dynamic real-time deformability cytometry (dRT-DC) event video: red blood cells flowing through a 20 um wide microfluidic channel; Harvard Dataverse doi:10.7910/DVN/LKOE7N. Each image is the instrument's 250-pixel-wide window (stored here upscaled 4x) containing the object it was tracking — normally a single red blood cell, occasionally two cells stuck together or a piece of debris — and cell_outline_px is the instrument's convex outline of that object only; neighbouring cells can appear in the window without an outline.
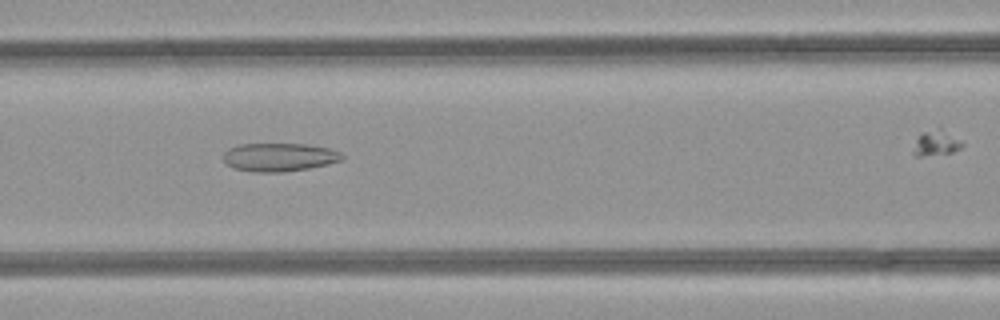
{"species": "common noctule bat (a hibernating species)", "species_latin": "Nyctalus noctula", "temperature_condition": "room temperature", "stored_images_in_passage": 38, "camera_frame_rate_fps": 3000, "um_per_image_px": 0.085, "animal": {"sex": "female", "body_mass_g": 21.9}, "frame": {"image": 1, "passage_image": 20, "time_ms": 6.333, "image_size_px": [1000, 320], "cell_outline_px": [[344, 160], [328, 164], [308, 168], [284, 172], [252, 172], [236, 168], [228, 164], [224, 160], [224, 152], [228, 148], [240, 144], [308, 144], [328, 148], [340, 152], [344, 156]], "centroid_in_image_um": [23.76, 13.35], "position_along_channel_um": 142.8, "area_um2": 19.59}}
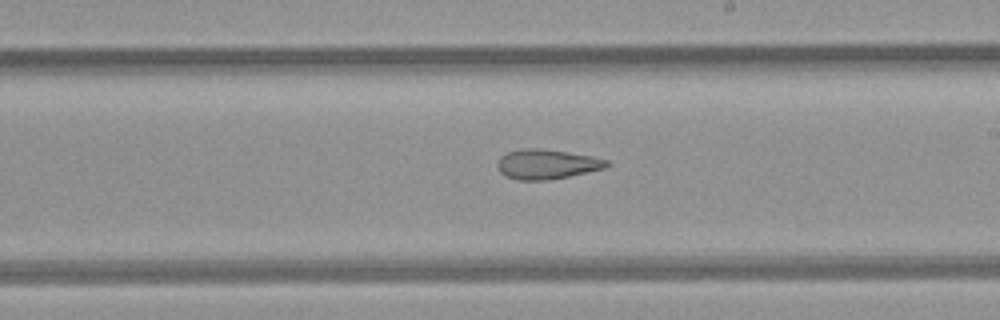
{"frame": {"image": 2, "passage_image": 27, "time_ms": 8.667, "image_size_px": [1000, 320], "cell_outline_px": [[612, 164], [604, 168], [568, 176], [548, 180], [516, 180], [504, 176], [496, 168], [496, 160], [500, 156], [508, 152], [524, 148], [540, 148], [568, 152], [592, 156], [608, 160]], "centroid_in_image_um": [46.43, 13.95], "position_along_channel_um": 242.6, "area_um2": 19.13}}
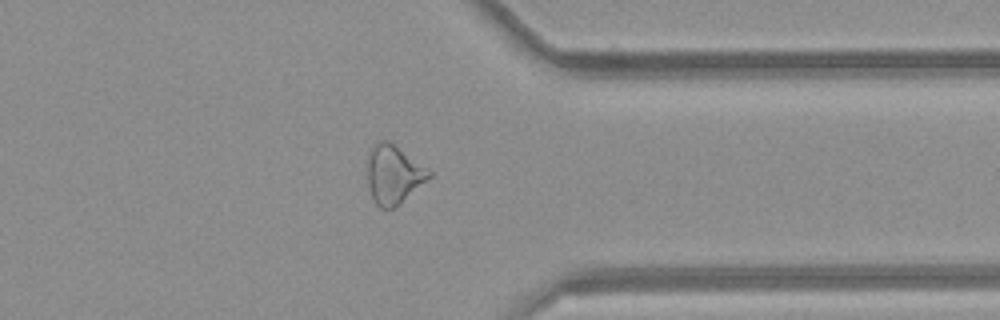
{"frame": {"image": 3, "passage_image": 37, "time_ms": 12.0, "image_size_px": [1000, 320], "cell_outline_px": [[432, 176], [392, 208], [380, 208], [376, 204], [368, 188], [368, 148], [376, 140], [388, 140], [432, 172]], "centroid_in_image_um": [33.4, 14.78], "position_along_channel_um": 378.0, "area_um2": 20.75}}